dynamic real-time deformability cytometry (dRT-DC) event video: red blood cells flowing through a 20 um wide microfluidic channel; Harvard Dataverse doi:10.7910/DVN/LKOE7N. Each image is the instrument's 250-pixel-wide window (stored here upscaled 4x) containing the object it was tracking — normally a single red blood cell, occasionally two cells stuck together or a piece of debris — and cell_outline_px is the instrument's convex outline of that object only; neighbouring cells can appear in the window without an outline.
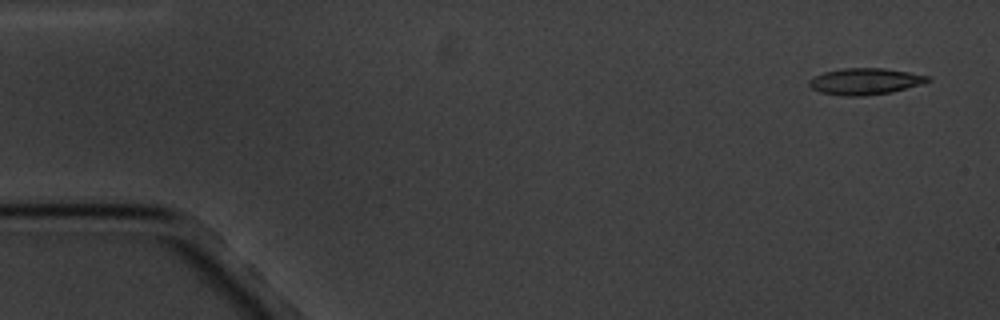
{"species": "common noctule bat (a hibernating species)", "species_latin": "Nyctalus noctula", "temperature_condition": "cold", "stored_images_in_passage": 5, "camera_frame_rate_fps": 3000, "um_per_image_px": 0.085, "animal": {"sex": "male", "body_mass_g": 20.1, "forearm_length_mm": 53.5}, "frame": {"image": 1, "passage_image": 1, "time_ms": 0.0, "image_size_px": [1000, 320], "cell_outline_px": [[932, 80], [920, 84], [892, 92], [864, 96], [844, 96], [820, 92], [812, 88], [808, 84], [808, 80], [812, 76], [824, 72], [844, 68], [884, 68], [908, 72], [928, 76]], "centroid_in_image_um": [73.49, 6.92], "position_along_channel_um": 11.5, "area_um2": 18.26}}